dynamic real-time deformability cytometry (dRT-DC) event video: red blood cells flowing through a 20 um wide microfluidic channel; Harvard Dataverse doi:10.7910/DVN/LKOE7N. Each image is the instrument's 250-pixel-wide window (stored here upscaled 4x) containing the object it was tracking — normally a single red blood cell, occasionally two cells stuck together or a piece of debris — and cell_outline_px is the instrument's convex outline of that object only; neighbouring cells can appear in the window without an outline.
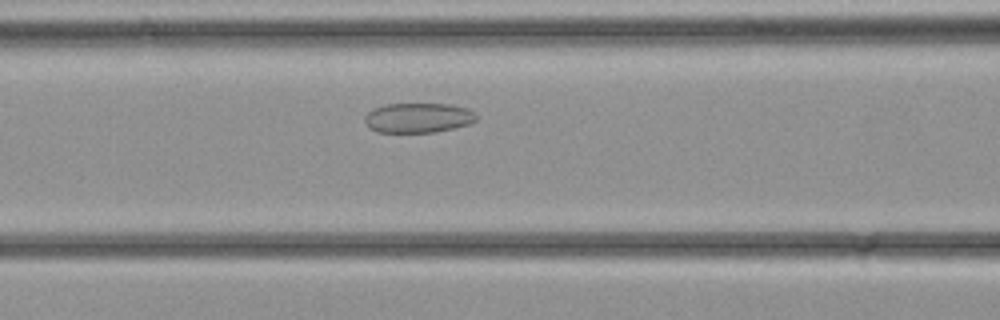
{"species": "common noctule bat (a hibernating species)", "species_latin": "Nyctalus noctula", "temperature_condition": "cold", "stored_images_in_passage": 28, "camera_frame_rate_fps": 3000, "um_per_image_px": 0.085, "animal": {"sex": "female", "body_mass_g": 21.9}, "frame": {"image": 1, "passage_image": 10, "time_ms": 3.0, "image_size_px": [1000, 320], "cell_outline_px": [[476, 120], [468, 124], [436, 132], [376, 132], [368, 128], [364, 120], [364, 116], [372, 108], [388, 104], [448, 104], [468, 108], [476, 112]], "centroid_in_image_um": [35.52, 10.01], "position_along_channel_um": 131.1, "area_um2": 19.48}}
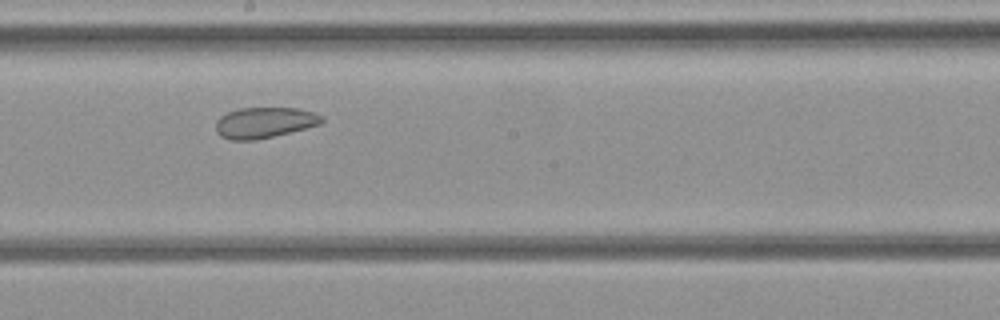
{"frame": {"image": 2, "passage_image": 15, "time_ms": 4.667, "image_size_px": [1000, 320], "cell_outline_px": [[324, 120], [320, 124], [256, 140], [232, 140], [220, 136], [216, 132], [216, 120], [220, 116], [228, 112], [240, 108], [296, 108], [312, 112], [324, 116]], "centroid_in_image_um": [22.44, 10.42], "position_along_channel_um": 225.8, "area_um2": 18.84}}
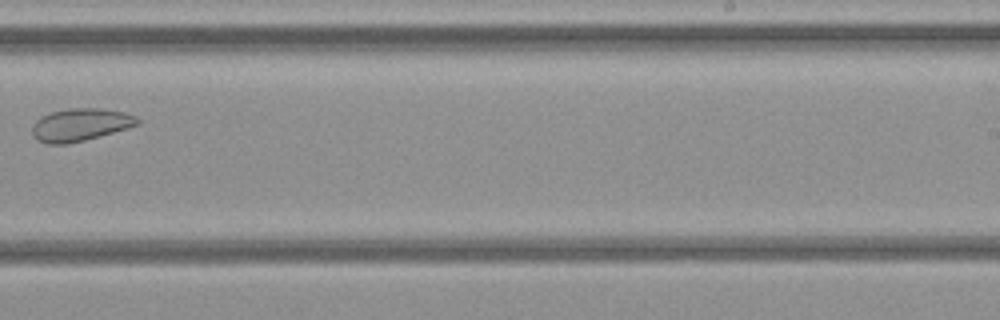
{"frame": {"image": 3, "passage_image": 18, "time_ms": 5.667, "image_size_px": [1000, 320], "cell_outline_px": [[140, 124], [128, 128], [84, 140], [68, 144], [48, 144], [36, 140], [32, 136], [32, 124], [40, 116], [52, 112], [68, 108], [100, 108], [124, 112], [136, 116], [140, 120]], "centroid_in_image_um": [6.8, 10.6], "position_along_channel_um": 282.2, "area_um2": 20.17}}